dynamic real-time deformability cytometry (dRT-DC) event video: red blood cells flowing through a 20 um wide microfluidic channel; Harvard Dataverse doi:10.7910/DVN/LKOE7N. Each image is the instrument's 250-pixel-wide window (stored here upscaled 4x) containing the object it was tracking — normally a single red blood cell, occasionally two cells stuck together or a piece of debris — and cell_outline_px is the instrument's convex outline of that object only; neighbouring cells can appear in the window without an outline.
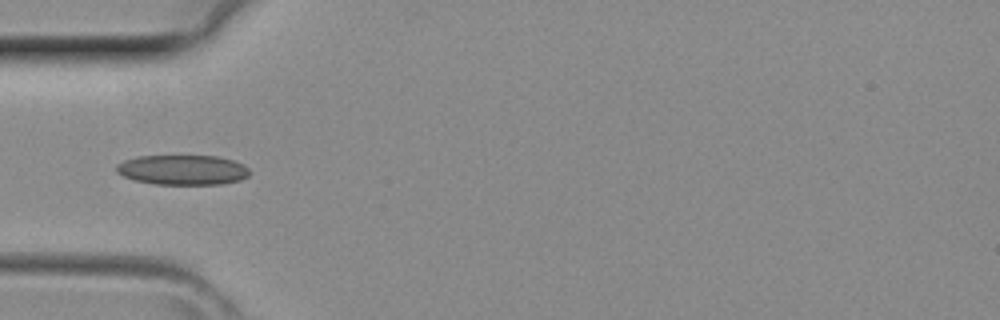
{"species": "common noctule bat (a hibernating species)", "species_latin": "Nyctalus noctula", "temperature_condition": "room temperature", "stored_images_in_passage": 4, "camera_frame_rate_fps": 3000, "um_per_image_px": 0.085, "animal": {"sex": "female", "body_mass_g": 29.2, "forearm_length_mm": 56.3}, "frame": {"image": 1, "passage_image": 4, "time_ms": 1.0, "image_size_px": [1000, 320], "cell_outline_px": [[248, 176], [240, 180], [220, 184], [156, 184], [136, 180], [124, 176], [116, 172], [116, 164], [124, 160], [140, 156], [216, 156], [232, 160], [244, 164], [248, 168]], "centroid_in_image_um": [15.52, 14.44], "position_along_channel_um": 69.5, "area_um2": 23.06}}